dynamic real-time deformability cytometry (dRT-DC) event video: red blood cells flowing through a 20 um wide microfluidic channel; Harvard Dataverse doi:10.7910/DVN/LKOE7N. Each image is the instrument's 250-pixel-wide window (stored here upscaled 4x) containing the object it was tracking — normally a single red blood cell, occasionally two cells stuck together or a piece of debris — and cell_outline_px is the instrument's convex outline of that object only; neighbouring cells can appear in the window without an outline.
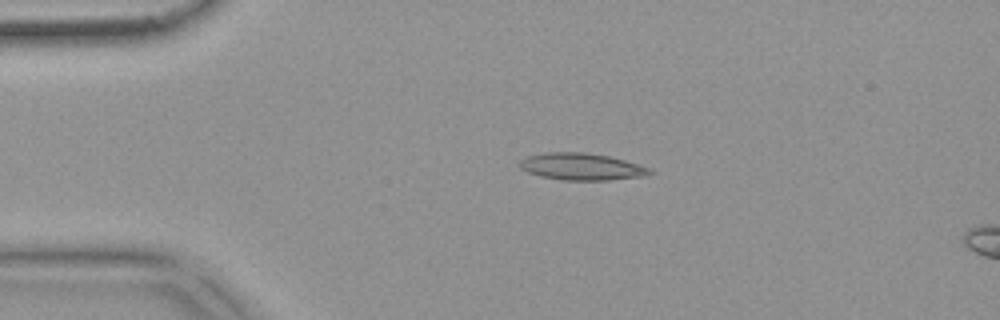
{"species": "common noctule bat (a hibernating species)", "species_latin": "Nyctalus noctula", "temperature_condition": "warm", "stored_images_in_passage": 40, "camera_frame_rate_fps": 3000, "um_per_image_px": 0.085, "animal": {"sex": "female", "body_mass_g": 18.4}, "frame": {"image": 1, "passage_image": 6, "time_ms": 1.667, "image_size_px": [1000, 320], "cell_outline_px": [[656, 172], [648, 176], [608, 180], [564, 180], [540, 176], [528, 172], [520, 168], [516, 164], [524, 156], [544, 152], [584, 152], [608, 156], [640, 164]], "centroid_in_image_um": [49.42, 14.16], "position_along_channel_um": 35.6, "area_um2": 20.75}}
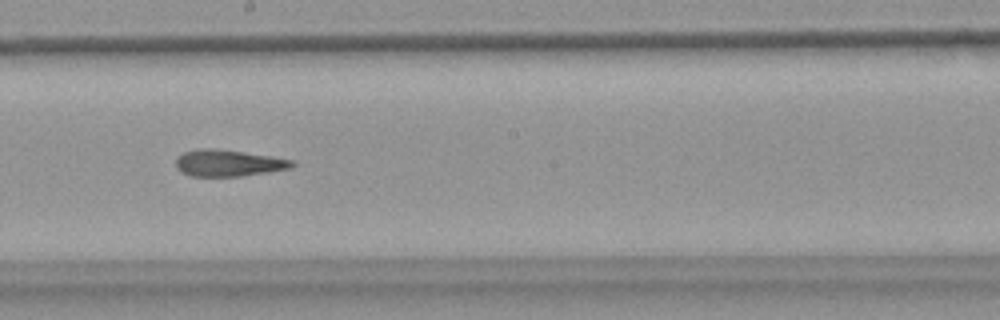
{"frame": {"image": 2, "passage_image": 24, "time_ms": 7.667, "image_size_px": [1000, 320], "cell_outline_px": [[296, 164], [292, 168], [244, 176], [192, 176], [180, 172], [176, 168], [176, 160], [184, 152], [204, 148], [208, 148], [244, 152], [272, 156], [292, 160]], "centroid_in_image_um": [19.44, 13.87], "position_along_channel_um": 228.8, "area_um2": 17.92}}
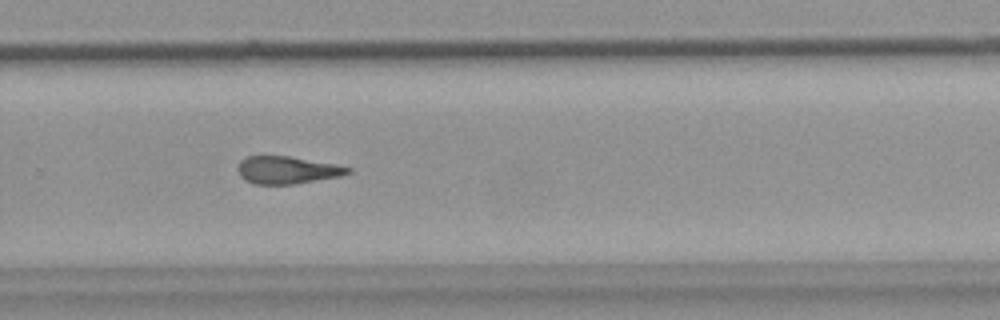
{"frame": {"image": 3, "passage_image": 30, "time_ms": 9.667, "image_size_px": [1000, 320], "cell_outline_px": [[352, 172], [340, 176], [296, 184], [256, 184], [244, 180], [240, 176], [236, 168], [240, 160], [248, 156], [288, 156], [336, 164], [352, 168]], "centroid_in_image_um": [24.39, 14.45], "position_along_channel_um": 305.4, "area_um2": 17.74}, "authors_computed_cell_mechanics": {"area_um2": 18.5827, "velocity_mm_per_s": 3.846, "shape_relaxation_time_tau1_ms": null, "shape_relaxation_time_tau2_ms": 6.5291, "deformation_change_tau1": null, "deformation_change_tau2": 0.1982}}